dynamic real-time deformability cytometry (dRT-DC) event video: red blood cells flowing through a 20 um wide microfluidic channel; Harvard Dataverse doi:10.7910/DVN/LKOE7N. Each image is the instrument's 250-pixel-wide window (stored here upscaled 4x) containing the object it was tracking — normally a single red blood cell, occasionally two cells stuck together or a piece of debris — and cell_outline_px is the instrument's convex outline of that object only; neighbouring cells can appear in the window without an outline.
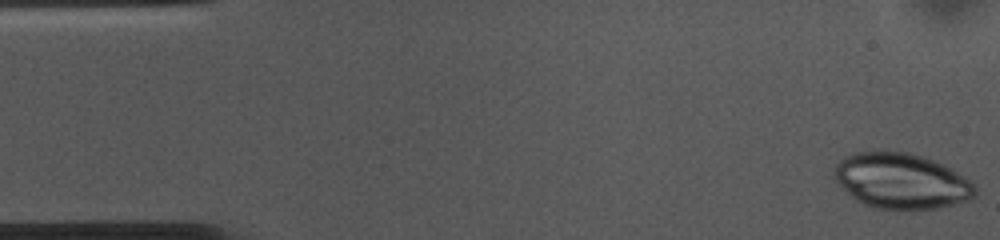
{"species": "common noctule bat (a hibernating species)", "species_latin": "Nyctalus noctula", "temperature_condition": "cold", "stored_images_in_passage": 53, "camera_frame_rate_fps": 3000, "um_per_image_px": 0.085, "animal": {"sex": "female", "body_mass_g": 10.0, "forearm_length_mm": 53.1}, "frame": {"image": 1, "passage_image": 1, "time_ms": 0.0, "image_size_px": [1000, 240], "cell_outline_px": [[976, 196], [968, 200], [936, 208], [904, 212], [876, 208], [864, 204], [856, 200], [836, 180], [836, 164], [844, 156], [852, 152], [880, 148], [884, 148], [908, 152], [944, 164], [968, 180], [976, 188]], "centroid_in_image_um": [76.59, 15.37], "position_along_channel_um": 8.4, "area_um2": 46.3}}
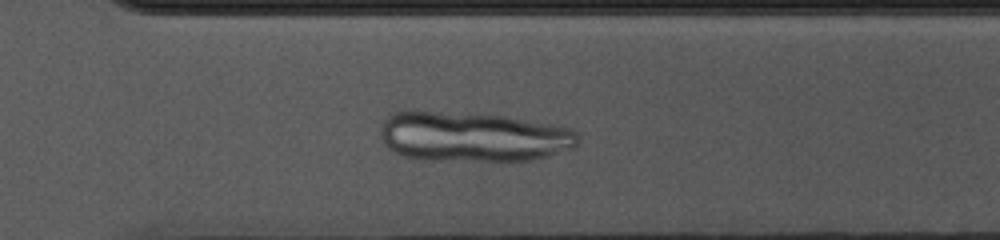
{"frame": {"image": 2, "passage_image": 37, "time_ms": 12.0, "image_size_px": [1000, 240], "cell_outline_px": [[576, 144], [572, 148], [548, 156], [532, 160], [432, 160], [404, 156], [392, 152], [384, 144], [380, 136], [380, 124], [392, 112], [404, 108], [412, 108], [504, 116], [560, 124], [576, 132]], "centroid_in_image_um": [40.1, 11.58], "position_along_channel_um": 330.5, "area_um2": 58.55}}
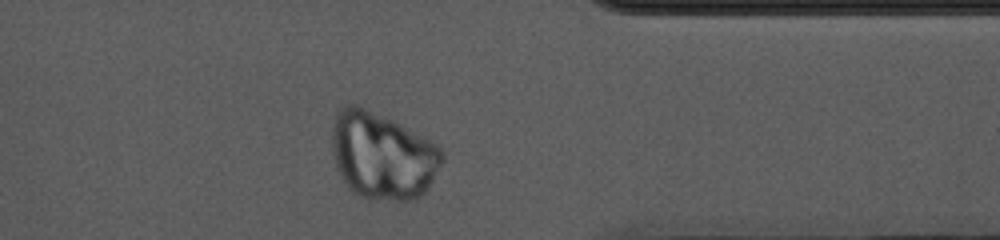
{"frame": {"image": 3, "passage_image": 42, "time_ms": 13.667, "image_size_px": [1000, 240], "cell_outline_px": [[444, 160], [428, 188], [420, 196], [412, 200], [368, 200], [352, 192], [348, 188], [340, 176], [336, 168], [332, 152], [332, 124], [336, 112], [344, 104], [356, 104], [392, 120], [400, 124], [436, 144], [444, 152]], "centroid_in_image_um": [32.47, 13.25], "position_along_channel_um": 378.9, "area_um2": 56.24}}